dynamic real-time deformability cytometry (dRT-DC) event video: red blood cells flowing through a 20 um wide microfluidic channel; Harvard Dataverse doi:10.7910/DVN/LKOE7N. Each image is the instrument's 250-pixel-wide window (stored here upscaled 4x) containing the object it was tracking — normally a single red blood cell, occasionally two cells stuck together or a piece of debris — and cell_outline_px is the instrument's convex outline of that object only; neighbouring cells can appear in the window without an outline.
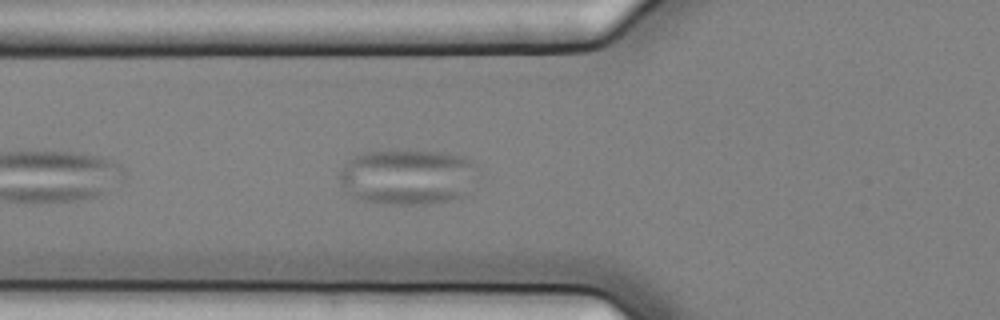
{"species": "common noctule bat (a hibernating species)", "species_latin": "Nyctalus noctula", "temperature_condition": "cold", "stored_images_in_passage": 3, "camera_frame_rate_fps": 3000, "um_per_image_px": 0.085, "animal": {"sex": "female", "body_mass_g": 25.1}, "frame": {"image": 1, "passage_image": 3, "time_ms": 0.667, "image_size_px": [1000, 320], "cell_outline_px": [[484, 176], [464, 196], [452, 200], [424, 204], [380, 204], [360, 200], [352, 196], [340, 184], [336, 176], [356, 156], [364, 152], [388, 148], [408, 148], [440, 152], [464, 156], [480, 168], [484, 172]], "centroid_in_image_um": [34.76, 15.0], "position_along_channel_um": 91.0, "area_um2": 46.76}}